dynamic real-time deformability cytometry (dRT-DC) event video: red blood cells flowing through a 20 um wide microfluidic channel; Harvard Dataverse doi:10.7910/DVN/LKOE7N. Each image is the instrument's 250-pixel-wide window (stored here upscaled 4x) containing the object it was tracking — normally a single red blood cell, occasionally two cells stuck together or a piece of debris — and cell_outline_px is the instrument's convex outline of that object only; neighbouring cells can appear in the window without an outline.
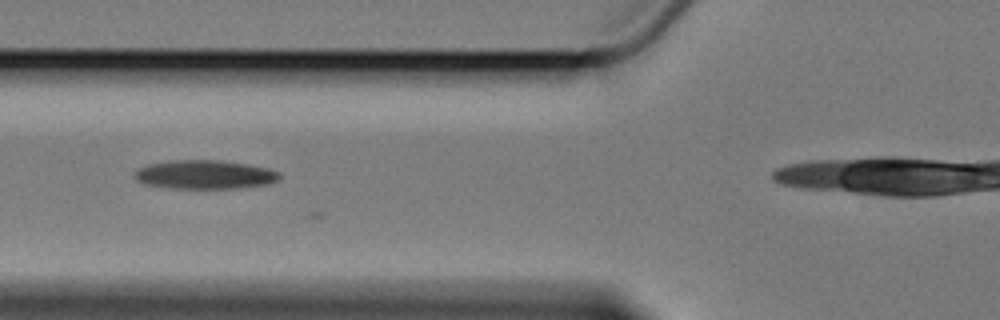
{"species": "Egyptian fruit bat (a non-hibernating species)", "species_latin": "Rousettus aegyptiacus", "temperature_condition": "cold", "stored_images_in_passage": 8, "camera_frame_rate_fps": 3000, "um_per_image_px": 0.085, "animal": {"sex": "female"}, "frame": {"image": 1, "passage_image": 4, "time_ms": 3.667, "image_size_px": [1000, 320], "cell_outline_px": [[280, 180], [264, 184], [240, 188], [168, 188], [144, 184], [136, 180], [132, 176], [140, 168], [148, 164], [168, 160], [220, 160], [248, 164], [268, 168], [280, 172]], "centroid_in_image_um": [17.39, 14.83], "position_along_channel_um": 108.4, "area_um2": 24.45}}
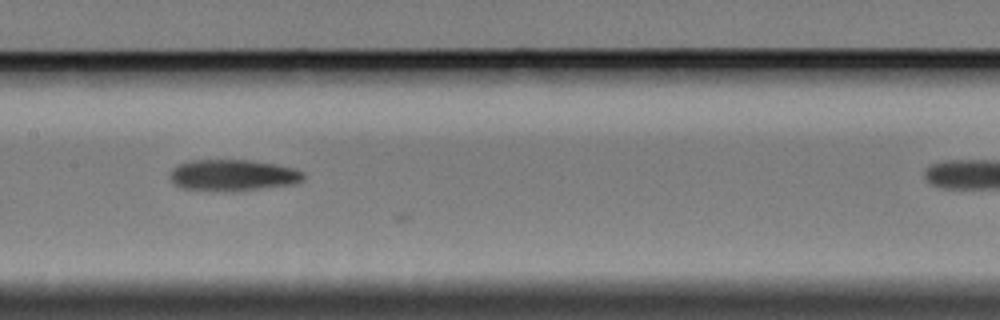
{"frame": {"image": 2, "passage_image": 6, "time_ms": 6.0, "image_size_px": [1000, 320], "cell_outline_px": [[304, 180], [296, 184], [236, 192], [212, 192], [180, 188], [168, 176], [172, 168], [180, 164], [192, 160], [248, 160], [276, 164], [292, 168], [304, 172]], "centroid_in_image_um": [19.79, 14.92], "position_along_channel_um": 187.6, "area_um2": 24.97}}
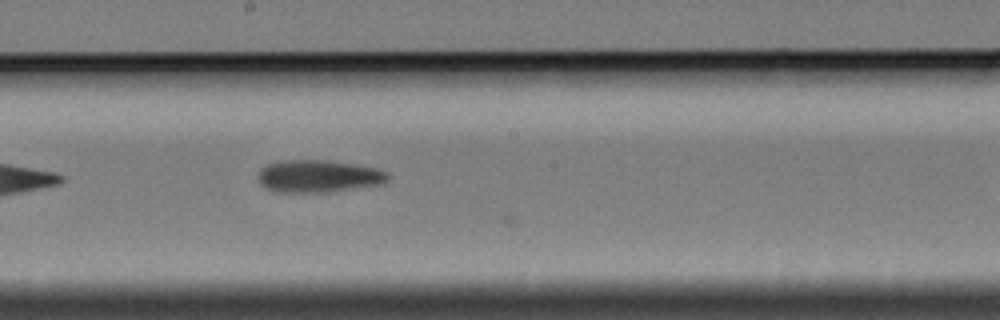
{"frame": {"image": 3, "passage_image": 7, "time_ms": 7.0, "image_size_px": [1000, 320], "cell_outline_px": [[388, 180], [384, 184], [328, 192], [276, 192], [264, 188], [260, 184], [256, 176], [260, 168], [276, 160], [328, 160], [356, 164], [376, 168], [388, 172]], "centroid_in_image_um": [27.03, 14.97], "position_along_channel_um": 221.2, "area_um2": 24.97}}